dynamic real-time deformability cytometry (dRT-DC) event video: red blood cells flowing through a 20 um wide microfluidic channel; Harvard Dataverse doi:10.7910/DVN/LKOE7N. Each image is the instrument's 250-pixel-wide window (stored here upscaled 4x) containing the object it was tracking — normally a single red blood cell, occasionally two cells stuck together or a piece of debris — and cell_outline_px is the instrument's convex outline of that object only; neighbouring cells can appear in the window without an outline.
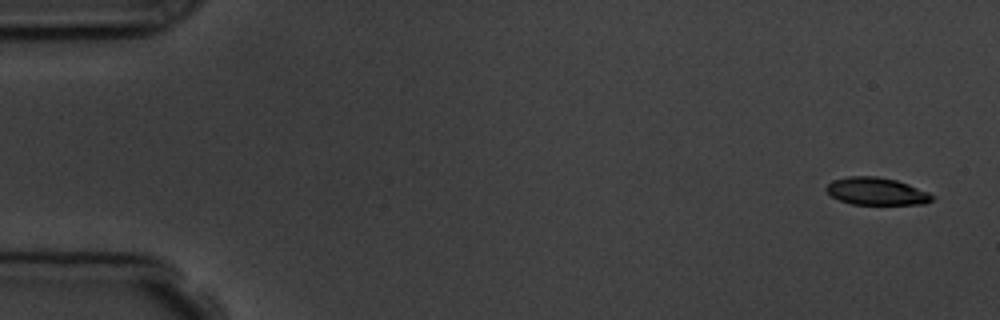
{"species": "common noctule bat (a hibernating species)", "species_latin": "Nyctalus noctula", "temperature_condition": "room temperature", "stored_images_in_passage": 4, "camera_frame_rate_fps": 3000, "um_per_image_px": 0.085, "animal": {"sex": "male", "body_mass_g": 19.5, "forearm_length_mm": 54.6}, "frame": {"image": 1, "passage_image": 1, "time_ms": 0.0, "image_size_px": [1000, 320], "cell_outline_px": [[936, 196], [932, 200], [924, 204], [852, 204], [840, 200], [832, 196], [824, 188], [832, 180], [848, 176], [876, 176], [896, 180], [908, 184], [928, 192]], "centroid_in_image_um": [74.5, 16.25], "position_along_channel_um": 10.5, "area_um2": 16.88}}